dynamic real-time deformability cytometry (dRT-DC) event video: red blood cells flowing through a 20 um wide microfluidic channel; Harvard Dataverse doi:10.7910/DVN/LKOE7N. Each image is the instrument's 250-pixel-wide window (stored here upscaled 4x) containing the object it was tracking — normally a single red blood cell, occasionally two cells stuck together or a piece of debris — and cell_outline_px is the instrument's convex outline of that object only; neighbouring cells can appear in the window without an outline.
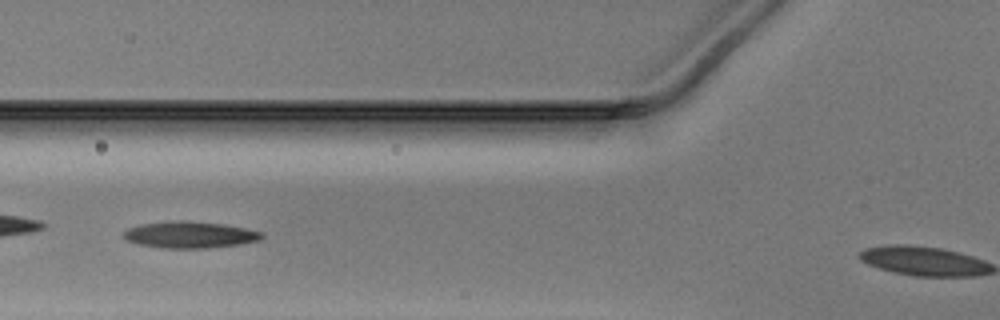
{"species": "Egyptian fruit bat (a non-hibernating species)", "species_latin": "Rousettus aegyptiacus", "temperature_condition": "warm", "stored_images_in_passage": 45, "camera_frame_rate_fps": 3000, "um_per_image_px": 0.085, "animal": {"sex": "male"}, "frame": {"image": 1, "passage_image": 20, "time_ms": 6.333, "image_size_px": [1000, 320], "cell_outline_px": [[264, 236], [260, 240], [240, 244], [208, 248], [160, 248], [140, 244], [128, 240], [124, 236], [124, 232], [128, 228], [140, 224], [168, 220], [188, 220], [224, 224], [264, 232]], "centroid_in_image_um": [16.16, 19.94], "position_along_channel_um": 109.6, "area_um2": 21.56}}
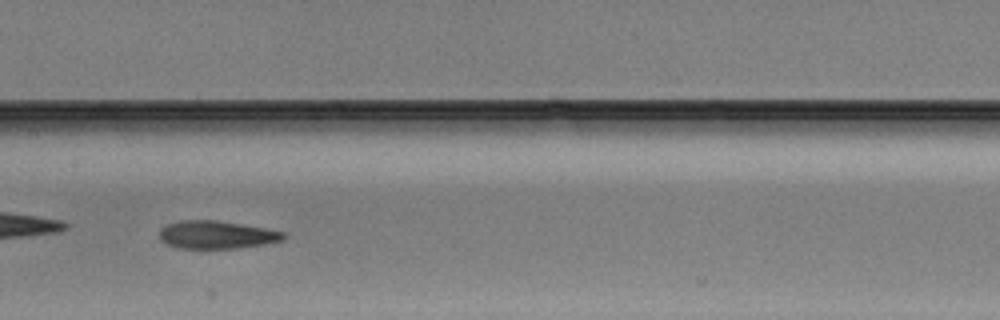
{"frame": {"image": 2, "passage_image": 26, "time_ms": 8.333, "image_size_px": [1000, 320], "cell_outline_px": [[288, 236], [284, 240], [264, 244], [236, 248], [180, 248], [168, 244], [160, 240], [160, 228], [168, 224], [180, 220], [212, 220], [240, 224], [264, 228], [284, 232]], "centroid_in_image_um": [18.42, 19.95], "position_along_channel_um": 189.0, "area_um2": 20.0}}
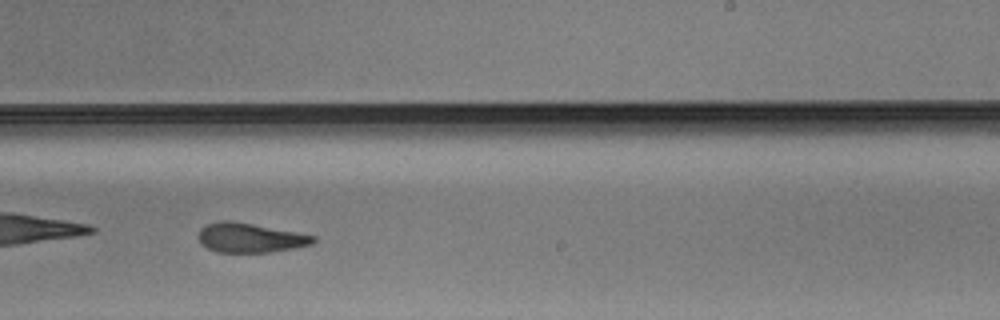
{"frame": {"image": 3, "passage_image": 32, "time_ms": 10.333, "image_size_px": [1000, 320], "cell_outline_px": [[316, 240], [312, 244], [292, 248], [268, 252], [216, 252], [208, 248], [200, 240], [200, 228], [204, 224], [220, 220], [228, 220], [252, 224], [316, 236]], "centroid_in_image_um": [21.24, 20.2], "position_along_channel_um": 267.8, "area_um2": 19.36}}